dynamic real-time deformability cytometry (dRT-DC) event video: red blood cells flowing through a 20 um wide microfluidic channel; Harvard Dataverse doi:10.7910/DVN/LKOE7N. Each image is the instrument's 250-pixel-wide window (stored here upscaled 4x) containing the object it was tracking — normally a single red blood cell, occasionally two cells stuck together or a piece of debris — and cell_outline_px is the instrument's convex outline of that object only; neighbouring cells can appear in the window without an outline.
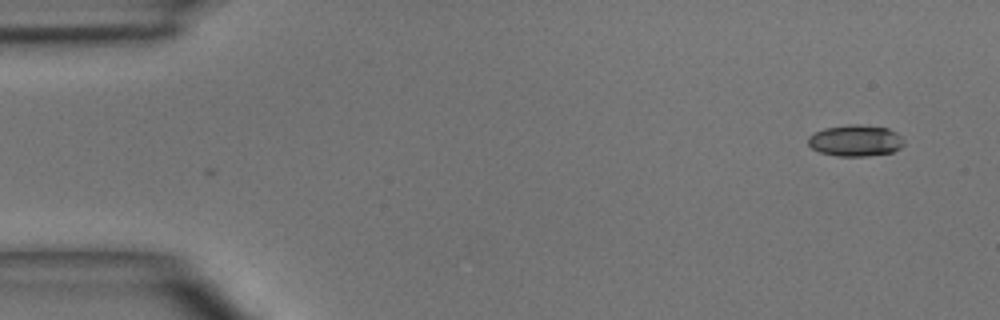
{"species": "common noctule bat (a hibernating species)", "species_latin": "Nyctalus noctula", "temperature_condition": "room temperature", "stored_images_in_passage": 2, "camera_frame_rate_fps": 3000, "um_per_image_px": 0.085, "animal": {"sex": "male", "body_mass_g": 15.6}, "frame": {"image": 1, "passage_image": 2, "time_ms": 1.667, "image_size_px": [1000, 320], "cell_outline_px": [[904, 144], [900, 148], [892, 152], [868, 156], [836, 156], [820, 152], [812, 148], [808, 144], [808, 136], [824, 128], [852, 124], [860, 124], [888, 128], [896, 132], [900, 136]], "centroid_in_image_um": [72.71, 11.95], "position_along_channel_um": 12.3, "area_um2": 17.51}}